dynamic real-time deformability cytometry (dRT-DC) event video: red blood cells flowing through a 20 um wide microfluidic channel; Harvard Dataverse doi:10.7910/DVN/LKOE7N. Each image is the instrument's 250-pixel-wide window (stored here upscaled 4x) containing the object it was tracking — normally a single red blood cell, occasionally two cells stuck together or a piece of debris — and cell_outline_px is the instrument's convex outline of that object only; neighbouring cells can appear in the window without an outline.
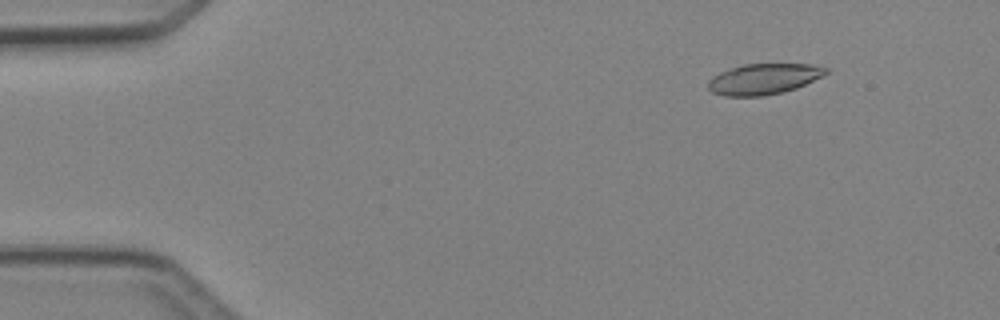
{"species": "Egyptian fruit bat (a non-hibernating species)", "species_latin": "Rousettus aegyptiacus", "temperature_condition": "cold", "stored_images_in_passage": 5, "camera_frame_rate_fps": 3000, "um_per_image_px": 0.085, "animal": {"sex": "female"}, "frame": {"image": 1, "passage_image": 2, "time_ms": 1.0, "image_size_px": [1000, 320], "cell_outline_px": [[828, 72], [796, 88], [764, 96], [724, 96], [712, 92], [708, 88], [708, 80], [712, 76], [720, 72], [744, 64], [812, 64], [828, 68]], "centroid_in_image_um": [64.87, 6.71], "position_along_channel_um": 20.1, "area_um2": 20.87}}
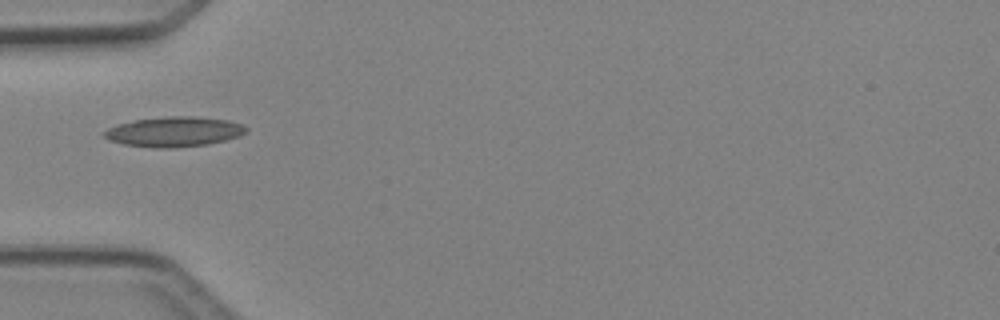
{"frame": {"image": 2, "passage_image": 5, "time_ms": 4.333, "image_size_px": [1000, 320], "cell_outline_px": [[248, 132], [240, 136], [208, 144], [176, 148], [152, 148], [124, 144], [108, 140], [104, 136], [104, 132], [108, 128], [120, 124], [136, 120], [168, 116], [192, 116], [228, 120], [240, 124], [248, 128]], "centroid_in_image_um": [14.82, 11.21], "position_along_channel_um": 70.2, "area_um2": 24.74}}